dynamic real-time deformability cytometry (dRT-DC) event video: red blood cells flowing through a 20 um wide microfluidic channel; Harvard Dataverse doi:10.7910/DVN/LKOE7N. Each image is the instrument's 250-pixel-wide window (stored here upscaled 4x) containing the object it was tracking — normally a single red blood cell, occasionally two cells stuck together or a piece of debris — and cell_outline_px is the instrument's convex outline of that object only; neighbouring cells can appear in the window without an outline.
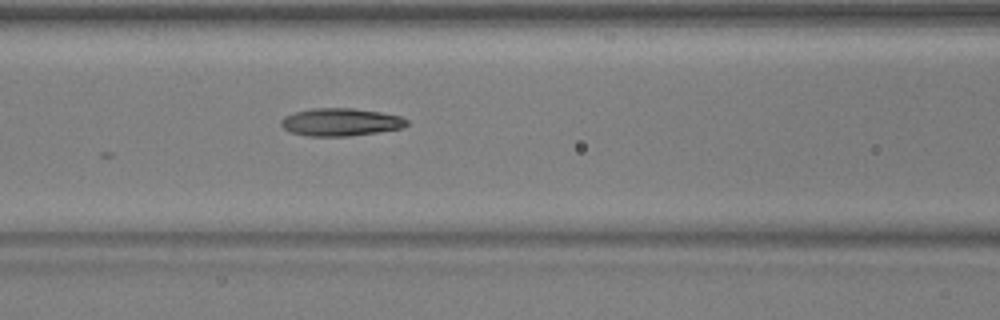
{"species": "common noctule bat (a hibernating species)", "species_latin": "Nyctalus noctula", "temperature_condition": "warm", "stored_images_in_passage": 19, "camera_frame_rate_fps": 3000, "um_per_image_px": 0.085, "animal": {"sex": "male", "body_mass_g": 17.9, "forearm_length_mm": 54.2}, "frame": {"image": 1, "passage_image": 12, "time_ms": 3.667, "image_size_px": [1000, 320], "cell_outline_px": [[408, 124], [404, 128], [348, 136], [308, 136], [292, 132], [284, 128], [280, 124], [280, 120], [284, 116], [296, 112], [312, 108], [352, 108], [380, 112], [400, 116], [408, 120]], "centroid_in_image_um": [28.96, 10.37], "position_along_channel_um": 137.6, "area_um2": 20.23}}
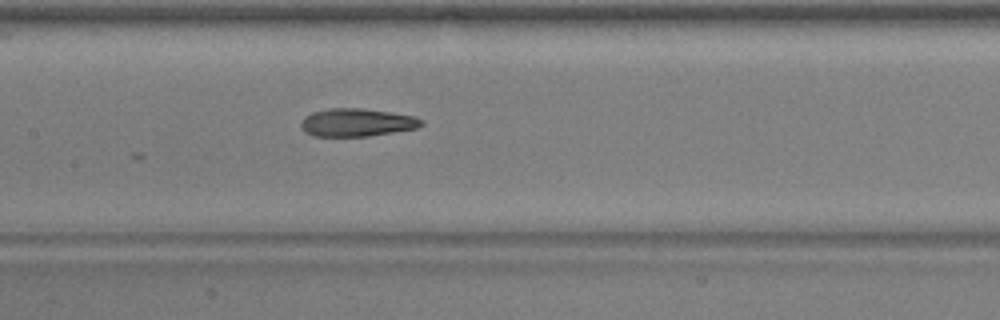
{"frame": {"image": 2, "passage_image": 15, "time_ms": 4.667, "image_size_px": [1000, 320], "cell_outline_px": [[424, 124], [416, 128], [368, 136], [312, 136], [304, 132], [300, 124], [300, 120], [304, 116], [312, 112], [328, 108], [364, 108], [392, 112], [416, 116], [424, 120]], "centroid_in_image_um": [30.31, 10.4], "position_along_channel_um": 177.1, "area_um2": 19.88}}
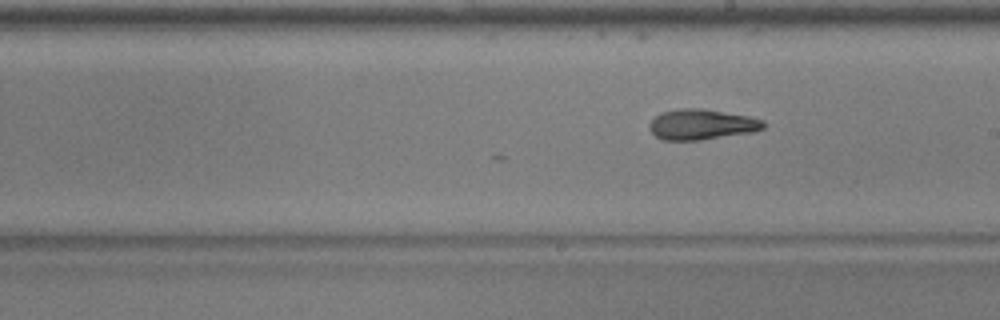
{"frame": {"image": 3, "passage_image": 19, "time_ms": 6.0, "image_size_px": [1000, 320], "cell_outline_px": [[764, 128], [756, 132], [700, 140], [664, 140], [656, 136], [648, 128], [648, 124], [660, 112], [680, 108], [700, 108], [748, 116], [764, 120]], "centroid_in_image_um": [59.64, 10.58], "position_along_channel_um": 229.4, "area_um2": 20.35}}